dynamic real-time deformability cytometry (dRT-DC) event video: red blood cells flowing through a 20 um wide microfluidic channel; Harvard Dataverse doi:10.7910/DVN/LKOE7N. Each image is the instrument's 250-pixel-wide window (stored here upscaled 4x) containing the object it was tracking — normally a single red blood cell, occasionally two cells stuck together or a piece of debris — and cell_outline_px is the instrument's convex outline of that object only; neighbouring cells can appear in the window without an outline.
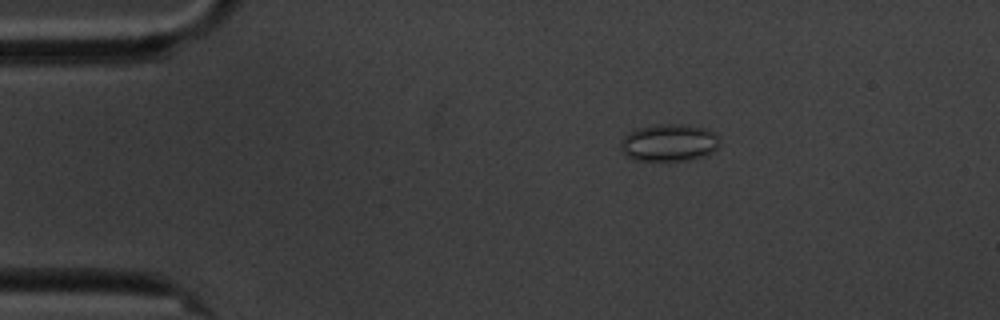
{"species": "common noctule bat (a hibernating species)", "species_latin": "Nyctalus noctula", "temperature_condition": "cold", "stored_images_in_passage": 49, "camera_frame_rate_fps": 3000, "um_per_image_px": 0.085, "animal": {"sex": "male", "body_mass_g": 20.1, "forearm_length_mm": 53.5}, "frame": {"image": 1, "passage_image": 1, "time_ms": 0.0, "image_size_px": [1000, 320], "cell_outline_px": [[720, 144], [716, 148], [704, 156], [688, 160], [632, 160], [620, 148], [620, 144], [624, 136], [636, 128], [656, 124], [680, 124], [704, 128], [720, 136]], "centroid_in_image_um": [56.87, 12.12], "position_along_channel_um": 28.1, "area_um2": 21.44}}
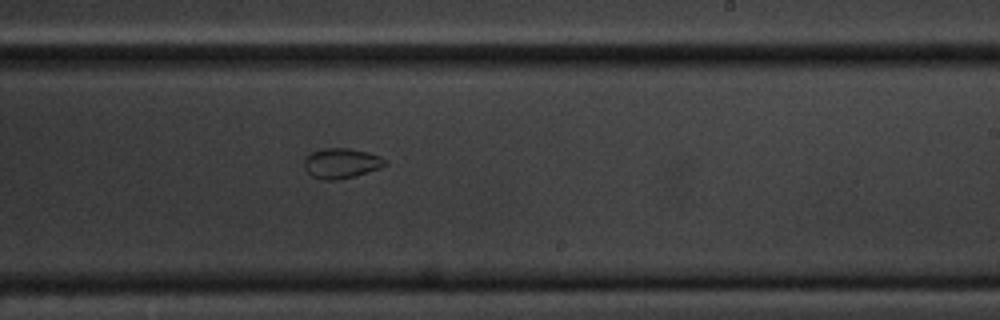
{"frame": {"image": 2, "passage_image": 26, "time_ms": 8.333, "image_size_px": [1000, 320], "cell_outline_px": [[388, 164], [380, 168], [356, 176], [336, 180], [324, 180], [312, 176], [304, 168], [304, 160], [312, 152], [324, 148], [352, 148], [368, 152], [380, 156], [388, 160]], "centroid_in_image_um": [29.05, 13.87], "position_along_channel_um": 259.9, "area_um2": 14.33}}
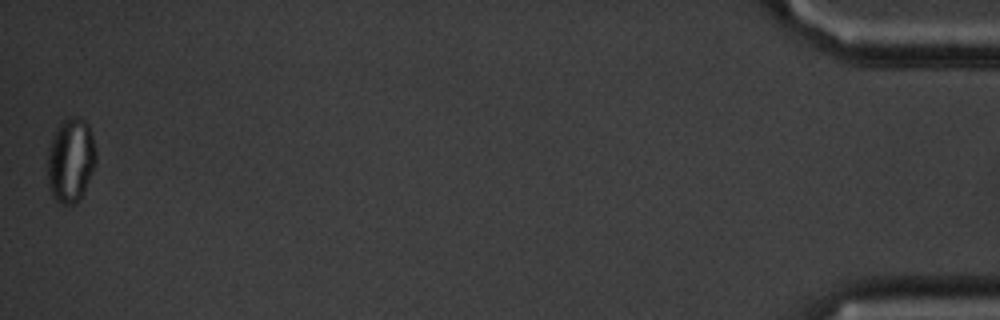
{"frame": {"image": 3, "passage_image": 49, "time_ms": 16.0, "image_size_px": [1000, 320], "cell_outline_px": [[96, 164], [76, 204], [60, 204], [52, 196], [48, 184], [48, 148], [52, 136], [60, 124], [68, 116], [84, 120], [88, 124], [96, 148]], "centroid_in_image_um": [6.0, 13.61], "position_along_channel_um": 429.2, "area_um2": 23.64}, "authors_computed_cell_mechanics": {"area_um2": 16.2996, "velocity_mm_per_s": 3.4152, "shape_relaxation_time_tau1_ms": null, "shape_relaxation_time_tau2_ms": 3.138, "deformation_change_tau1": null, "deformation_change_tau2": 0.0622}}